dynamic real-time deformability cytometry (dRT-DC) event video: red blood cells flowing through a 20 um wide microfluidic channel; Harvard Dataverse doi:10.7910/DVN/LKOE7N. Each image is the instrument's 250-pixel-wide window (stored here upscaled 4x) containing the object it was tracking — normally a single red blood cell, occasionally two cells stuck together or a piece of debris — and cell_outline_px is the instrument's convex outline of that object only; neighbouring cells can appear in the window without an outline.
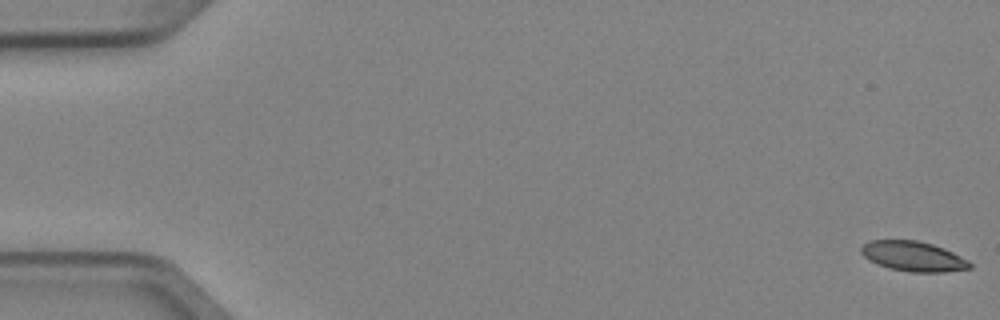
{"species": "Egyptian fruit bat (a non-hibernating species)", "species_latin": "Rousettus aegyptiacus", "temperature_condition": "cold", "stored_images_in_passage": 5, "camera_frame_rate_fps": 3000, "um_per_image_px": 0.085, "animal": {"sex": "female"}, "frame": {"image": 1, "passage_image": 1, "time_ms": 0.0, "image_size_px": [1000, 320], "cell_outline_px": [[972, 268], [944, 272], [912, 272], [888, 268], [868, 260], [860, 252], [860, 248], [864, 244], [872, 240], [916, 240], [932, 244], [944, 248], [968, 260], [972, 264]], "centroid_in_image_um": [77.62, 21.79], "position_along_channel_um": 7.4, "area_um2": 18.96}}
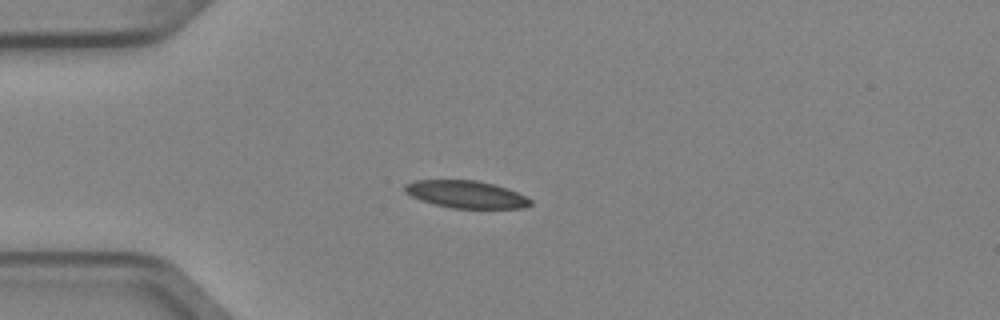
{"frame": {"image": 2, "passage_image": 4, "time_ms": 1.0, "image_size_px": [1000, 320], "cell_outline_px": [[532, 204], [524, 208], [452, 208], [436, 204], [412, 196], [404, 192], [404, 184], [416, 180], [476, 180], [492, 184], [516, 192], [532, 200]], "centroid_in_image_um": [39.61, 16.52], "position_along_channel_um": 45.4, "area_um2": 19.71}}
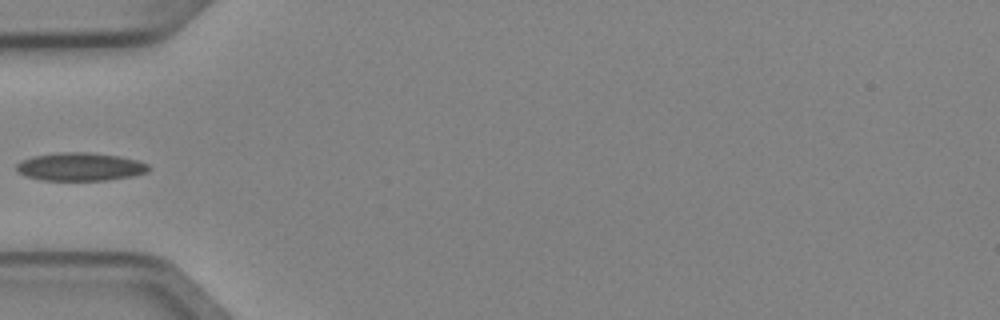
{"frame": {"image": 3, "passage_image": 5, "time_ms": 1.333, "image_size_px": [1000, 320], "cell_outline_px": [[152, 168], [148, 172], [132, 176], [108, 180], [44, 180], [28, 176], [20, 172], [16, 168], [16, 164], [20, 160], [36, 156], [60, 152], [88, 152], [120, 156], [136, 160], [148, 164]], "centroid_in_image_um": [6.87, 14.17], "position_along_channel_um": 78.1, "area_um2": 21.56}}